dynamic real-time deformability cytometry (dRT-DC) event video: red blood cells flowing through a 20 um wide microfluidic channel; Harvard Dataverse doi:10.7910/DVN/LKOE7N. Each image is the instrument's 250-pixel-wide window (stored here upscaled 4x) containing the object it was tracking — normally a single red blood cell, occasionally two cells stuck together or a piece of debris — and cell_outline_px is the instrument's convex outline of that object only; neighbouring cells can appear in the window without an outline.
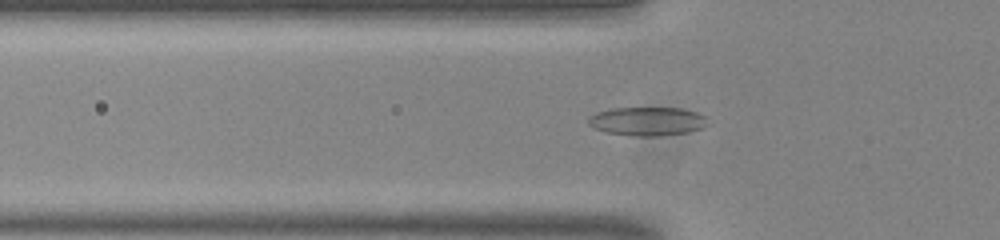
{"species": "common noctule bat (a hibernating species)", "species_latin": "Nyctalus noctula", "temperature_condition": "room temperature", "stored_images_in_passage": 33, "camera_frame_rate_fps": 3000, "um_per_image_px": 0.085, "animal": {"sex": "male", "body_mass_g": 20.0, "forearm_length_mm": 53.3}, "frame": {"image": 1, "passage_image": 18, "time_ms": 5.667, "image_size_px": [1000, 240], "cell_outline_px": [[708, 124], [704, 128], [688, 132], [656, 136], [636, 136], [608, 132], [596, 128], [588, 124], [588, 116], [596, 112], [612, 108], [680, 108], [696, 112], [708, 116]], "centroid_in_image_um": [55.07, 10.3], "position_along_channel_um": 70.7, "area_um2": 20.0}}
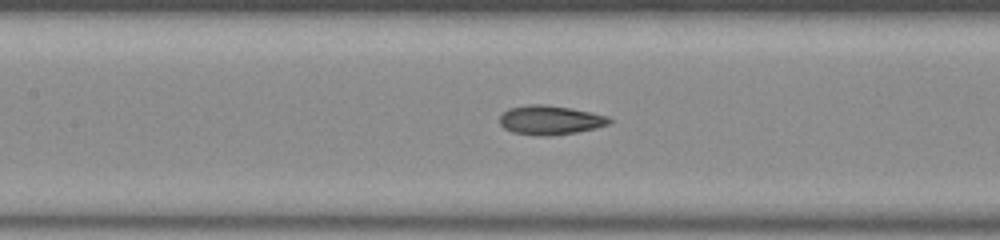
{"frame": {"image": 2, "passage_image": 25, "time_ms": 8.0, "image_size_px": [1000, 240], "cell_outline_px": [[612, 120], [608, 124], [596, 128], [576, 132], [552, 136], [540, 136], [512, 132], [504, 128], [500, 124], [500, 116], [508, 108], [528, 104], [544, 104], [568, 108], [608, 116]], "centroid_in_image_um": [46.73, 10.21], "position_along_channel_um": 160.7, "area_um2": 18.55}}
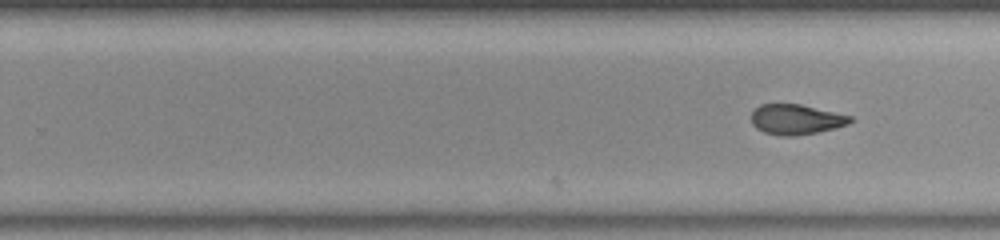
{"frame": {"image": 3, "passage_image": 33, "time_ms": 10.667, "image_size_px": [1000, 240], "cell_outline_px": [[856, 120], [848, 124], [836, 128], [816, 132], [792, 136], [784, 136], [764, 132], [756, 128], [752, 124], [752, 112], [760, 104], [800, 104], [852, 116]], "centroid_in_image_um": [67.69, 10.15], "position_along_channel_um": 262.1, "area_um2": 17.34}}